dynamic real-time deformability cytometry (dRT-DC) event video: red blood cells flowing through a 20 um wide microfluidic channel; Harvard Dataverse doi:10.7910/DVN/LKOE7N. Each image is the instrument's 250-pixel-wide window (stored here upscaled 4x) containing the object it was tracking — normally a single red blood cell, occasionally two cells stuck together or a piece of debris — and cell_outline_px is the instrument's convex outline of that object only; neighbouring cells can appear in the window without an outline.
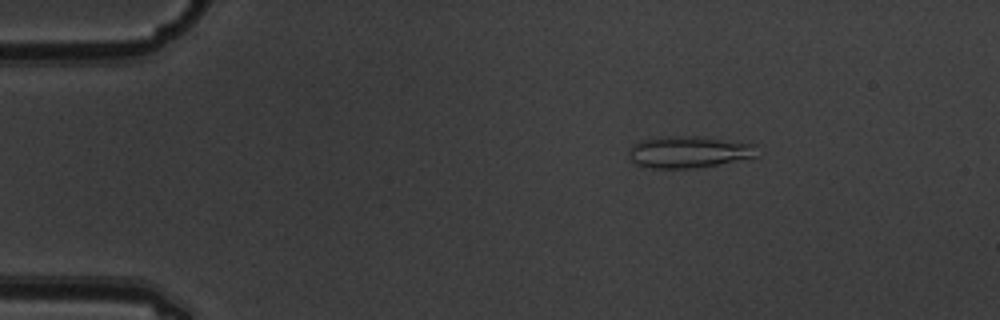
{"species": "common noctule bat (a hibernating species)", "species_latin": "Nyctalus noctula", "temperature_condition": "warm", "stored_images_in_passage": 4, "camera_frame_rate_fps": 3000, "um_per_image_px": 0.085, "animal": {"sex": "male", "body_mass_g": 19.5, "forearm_length_mm": 54.6}, "frame": {"image": 1, "passage_image": 2, "time_ms": 0.333, "image_size_px": [1000, 320], "cell_outline_px": [[764, 152], [756, 156], [716, 164], [692, 168], [652, 168], [636, 164], [632, 160], [632, 144], [640, 140], [660, 136], [704, 136], [756, 144]], "centroid_in_image_um": [58.64, 12.89], "position_along_channel_um": 26.4, "area_um2": 23.81}}